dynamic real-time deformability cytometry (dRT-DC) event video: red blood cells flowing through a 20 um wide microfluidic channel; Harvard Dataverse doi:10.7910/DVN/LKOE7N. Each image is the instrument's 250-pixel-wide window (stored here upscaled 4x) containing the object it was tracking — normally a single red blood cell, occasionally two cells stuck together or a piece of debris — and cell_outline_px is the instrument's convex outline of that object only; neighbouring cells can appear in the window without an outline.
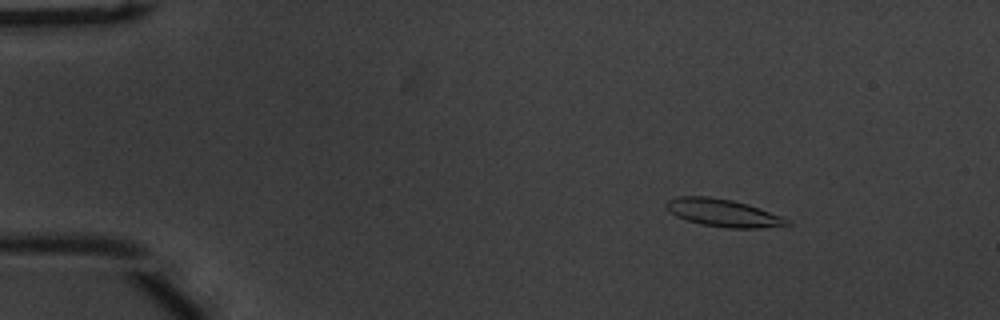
{"species": "common noctule bat (a hibernating species)", "species_latin": "Nyctalus noctula", "temperature_condition": "warm", "stored_images_in_passage": 54, "camera_frame_rate_fps": 3000, "um_per_image_px": 0.085, "animal": {"sex": "male", "body_mass_g": 20.1, "forearm_length_mm": 53.5}, "frame": {"image": 1, "passage_image": 8, "time_ms": 2.333, "image_size_px": [1000, 320], "cell_outline_px": [[792, 224], [756, 228], [728, 228], [704, 224], [688, 220], [676, 216], [668, 212], [664, 204], [668, 200], [676, 196], [708, 196], [732, 200], [748, 204], [760, 208], [780, 216], [788, 220]], "centroid_in_image_um": [61.41, 18.07], "position_along_channel_um": 23.6, "area_um2": 19.25}}
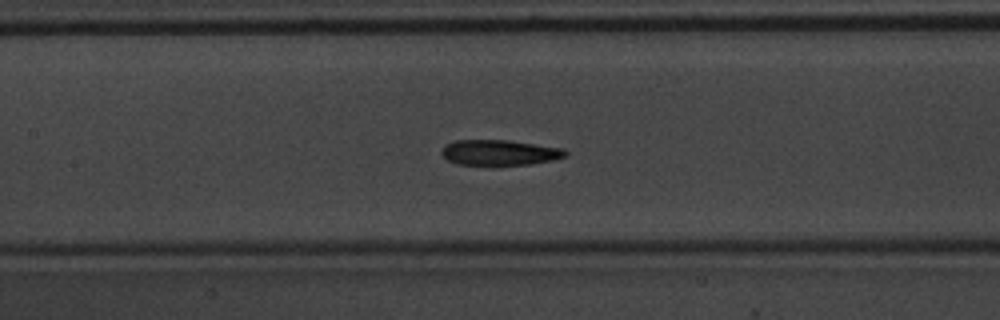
{"frame": {"image": 2, "passage_image": 26, "time_ms": 8.333, "image_size_px": [1000, 320], "cell_outline_px": [[568, 152], [564, 156], [556, 160], [532, 164], [456, 164], [448, 160], [440, 152], [444, 144], [456, 140], [508, 140], [564, 148]], "centroid_in_image_um": [42.47, 12.95], "position_along_channel_um": 164.9, "area_um2": 18.32}}
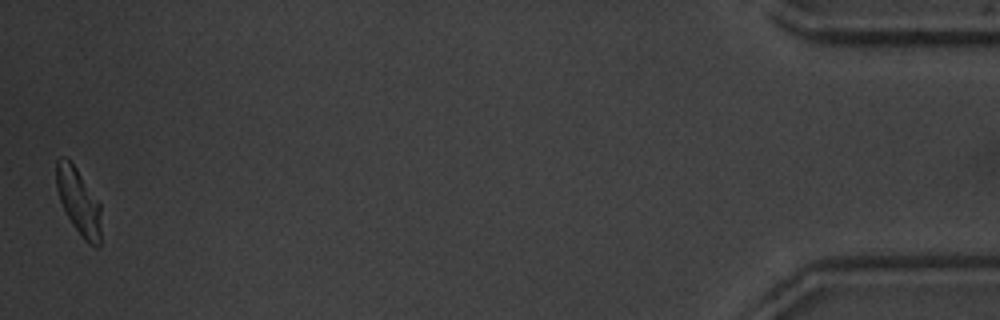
{"frame": {"image": 3, "passage_image": 54, "time_ms": 17.667, "image_size_px": [1000, 320], "cell_outline_px": [[100, 248], [96, 248], [88, 244], [80, 236], [72, 224], [60, 200], [56, 188], [56, 160], [60, 156], [64, 156], [76, 168], [100, 204]], "centroid_in_image_um": [6.68, 17.16], "position_along_channel_um": 428.5, "area_um2": 17.17}, "authors_computed_cell_mechanics": {"area_um2": 18.8717, "velocity_mm_per_s": 3.7633, "shape_relaxation_time_tau1_ms": 5.849, "shape_relaxation_time_tau2_ms": 2.9351, "deformation_change_tau1": 0.1712, "deformation_change_tau2": 0.1137}}